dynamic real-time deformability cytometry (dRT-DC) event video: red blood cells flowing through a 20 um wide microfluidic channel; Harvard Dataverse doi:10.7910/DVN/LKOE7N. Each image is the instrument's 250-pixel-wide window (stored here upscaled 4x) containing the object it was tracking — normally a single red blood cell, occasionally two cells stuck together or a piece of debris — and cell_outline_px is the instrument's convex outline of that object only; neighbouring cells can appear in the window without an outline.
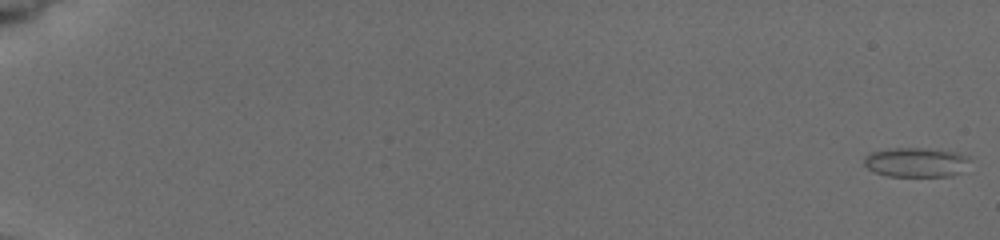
{"species": "common noctule bat (a hibernating species)", "species_latin": "Nyctalus noctula", "temperature_condition": "cold", "stored_images_in_passage": 50, "camera_frame_rate_fps": 3000, "um_per_image_px": 0.085, "animal": {"sex": "female", "body_mass_g": 19.5, "forearm_length_mm": 54.1}, "frame": {"image": 1, "passage_image": 1, "time_ms": 0.0, "image_size_px": [1000, 240], "cell_outline_px": [[972, 160], [960, 172], [952, 176], [888, 176], [876, 172], [868, 168], [864, 164], [864, 156], [872, 152], [892, 148], [924, 148], [956, 152], [968, 156]], "centroid_in_image_um": [77.88, 13.79], "position_along_channel_um": 7.1, "area_um2": 18.15}}
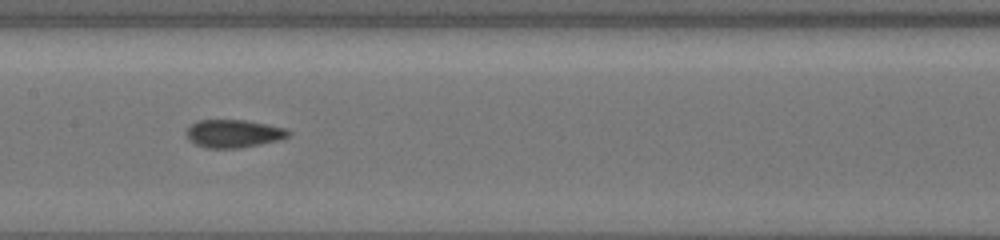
{"frame": {"image": 2, "passage_image": 18, "time_ms": 10.0, "image_size_px": [1000, 240], "cell_outline_px": [[292, 132], [288, 136], [280, 140], [240, 148], [204, 148], [196, 144], [188, 136], [188, 128], [196, 120], [244, 120], [284, 128]], "centroid_in_image_um": [19.87, 11.36], "position_along_channel_um": 187.5, "area_um2": 16.36}}
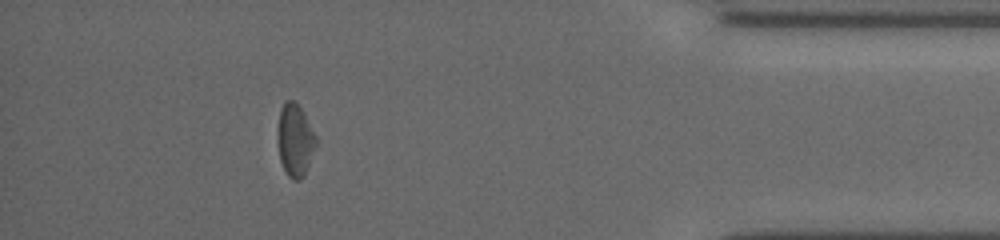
{"frame": {"image": 3, "passage_image": 42, "time_ms": 16.667, "image_size_px": [1000, 240], "cell_outline_px": [[320, 140], [304, 176], [300, 180], [292, 180], [288, 176], [280, 160], [276, 140], [276, 132], [280, 108], [284, 100], [292, 100], [300, 108]], "centroid_in_image_um": [25.08, 11.92], "position_along_channel_um": 410.1, "area_um2": 16.82}, "authors_computed_cell_mechanics": {"area_um2": 16.5886, "velocity_mm_per_s": 3.9072, "shape_relaxation_time_tau1_ms": null, "shape_relaxation_time_tau2_ms": 1.5821, "deformation_change_tau1": null, "deformation_change_tau2": 0.0646}}